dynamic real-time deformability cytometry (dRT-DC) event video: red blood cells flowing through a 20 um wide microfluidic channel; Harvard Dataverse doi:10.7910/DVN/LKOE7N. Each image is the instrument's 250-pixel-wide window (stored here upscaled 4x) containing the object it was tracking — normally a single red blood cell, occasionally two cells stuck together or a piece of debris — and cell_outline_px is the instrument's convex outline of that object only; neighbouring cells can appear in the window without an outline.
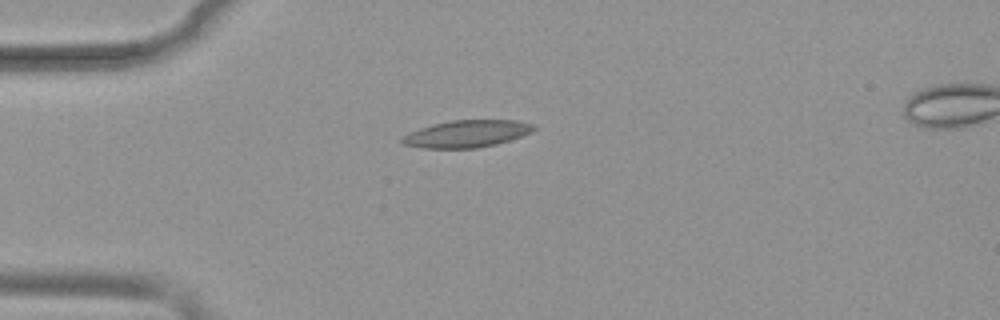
{"species": "common noctule bat (a hibernating species)", "species_latin": "Nyctalus noctula", "temperature_condition": "warm", "stored_images_in_passage": 40, "camera_frame_rate_fps": 3000, "um_per_image_px": 0.085, "animal": {"sex": "female", "body_mass_g": 19.9}, "frame": {"image": 1, "passage_image": 1, "time_ms": 0.0, "image_size_px": [1000, 320], "cell_outline_px": [[536, 128], [532, 132], [496, 144], [476, 148], [424, 148], [404, 144], [400, 140], [404, 136], [420, 128], [432, 124], [452, 120], [516, 120], [536, 124]], "centroid_in_image_um": [39.72, 11.36], "position_along_channel_um": 45.3, "area_um2": 20.63}}
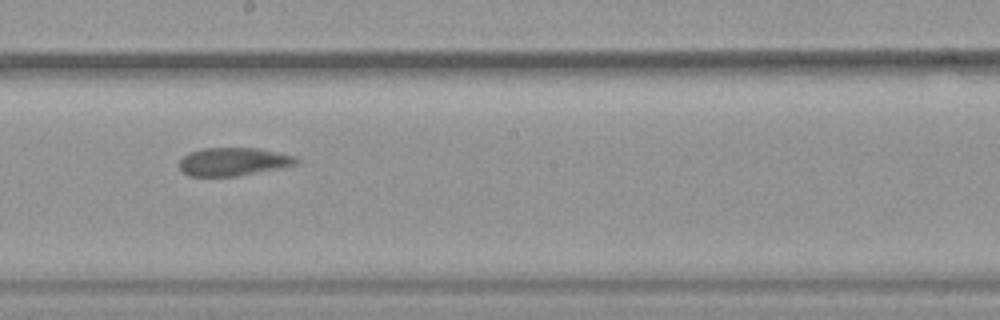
{"frame": {"image": 2, "passage_image": 17, "time_ms": 5.333, "image_size_px": [1000, 320], "cell_outline_px": [[300, 160], [296, 164], [280, 168], [236, 176], [188, 176], [180, 168], [180, 160], [188, 152], [204, 148], [260, 148], [296, 156]], "centroid_in_image_um": [19.85, 13.73], "position_along_channel_um": 228.3, "area_um2": 19.19}}
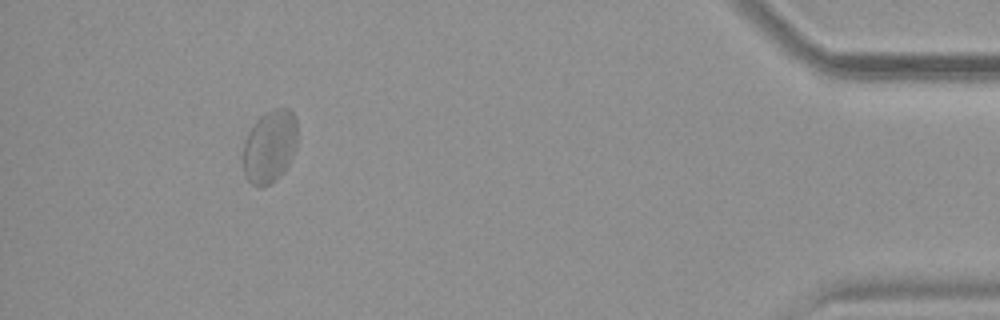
{"frame": {"image": 3, "passage_image": 36, "time_ms": 11.667, "image_size_px": [1000, 320], "cell_outline_px": [[296, 148], [284, 172], [276, 180], [260, 188], [252, 184], [244, 176], [244, 140], [248, 132], [256, 120], [264, 112], [272, 108], [288, 108], [292, 112], [296, 120]], "centroid_in_image_um": [22.92, 12.44], "position_along_channel_um": 412.3, "area_um2": 23.18}, "authors_computed_cell_mechanics": {"area_um2": 20.6346, "velocity_mm_per_s": 3.8212, "shape_relaxation_time_tau1_ms": null, "shape_relaxation_time_tau2_ms": 1.4168, "deformation_change_tau1": null, "deformation_change_tau2": 0.0607}}